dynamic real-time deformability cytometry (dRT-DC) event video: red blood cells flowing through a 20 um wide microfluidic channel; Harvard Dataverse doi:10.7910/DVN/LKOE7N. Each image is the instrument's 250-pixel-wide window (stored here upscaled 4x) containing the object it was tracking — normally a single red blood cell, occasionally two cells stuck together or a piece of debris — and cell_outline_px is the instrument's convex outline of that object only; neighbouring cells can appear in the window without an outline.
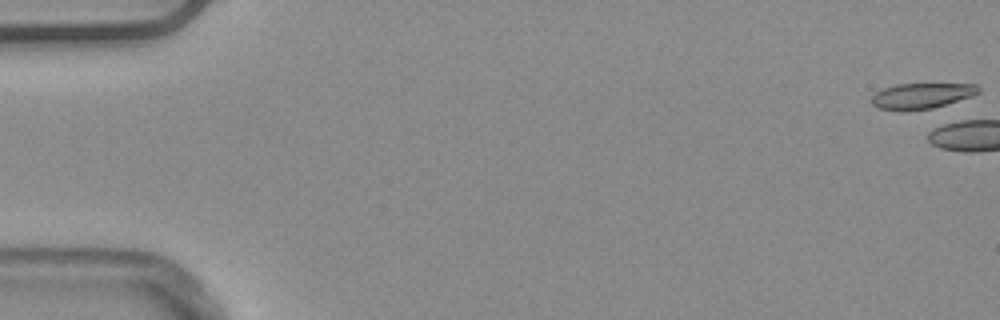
{"species": "common noctule bat (a hibernating species)", "species_latin": "Nyctalus noctula", "temperature_condition": "warm", "stored_images_in_passage": 2, "camera_frame_rate_fps": 3000, "um_per_image_px": 0.085, "animal": {"sex": "male", "body_mass_g": 20.4}, "frame": {"image": 1, "passage_image": 1, "time_ms": 0.0, "image_size_px": [1000, 320], "cell_outline_px": [[980, 92], [972, 96], [932, 108], [904, 112], [900, 112], [876, 108], [872, 104], [872, 96], [876, 92], [884, 88], [896, 84], [976, 84], [980, 88]], "centroid_in_image_um": [78.29, 8.16], "position_along_channel_um": 6.7, "area_um2": 16.13}}